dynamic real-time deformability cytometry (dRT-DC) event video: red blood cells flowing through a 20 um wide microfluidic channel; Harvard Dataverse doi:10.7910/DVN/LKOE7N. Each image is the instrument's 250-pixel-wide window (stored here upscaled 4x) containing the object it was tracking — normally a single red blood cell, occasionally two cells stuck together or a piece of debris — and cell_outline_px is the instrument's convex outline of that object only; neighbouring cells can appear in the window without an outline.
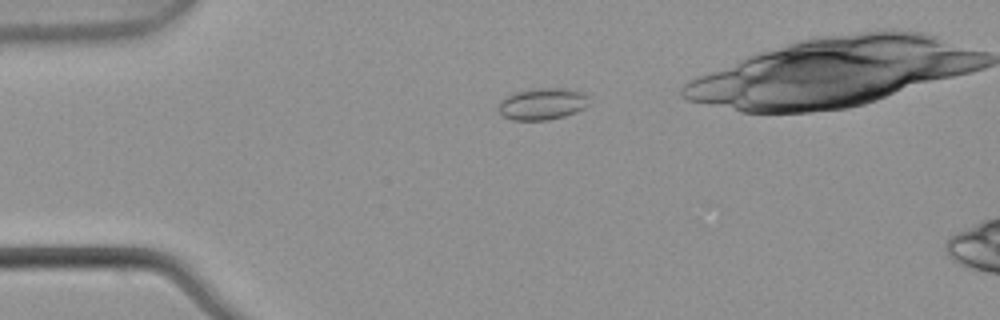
{"species": "common noctule bat (a hibernating species)", "species_latin": "Nyctalus noctula", "temperature_condition": "warm", "stored_images_in_passage": 3, "camera_frame_rate_fps": 3000, "um_per_image_px": 0.085, "animal": {"sex": "male", "body_mass_g": 21.5, "forearm_length_mm": 52.0}, "frame": {"image": 1, "passage_image": 2, "time_ms": 0.333, "image_size_px": [1000, 320], "cell_outline_px": [[588, 104], [584, 108], [576, 112], [564, 116], [548, 120], [512, 120], [504, 116], [496, 108], [500, 100], [504, 96], [512, 92], [532, 88], [564, 88], [584, 92], [588, 96]], "centroid_in_image_um": [46.06, 8.81], "position_along_channel_um": 38.9, "area_um2": 17.11}}